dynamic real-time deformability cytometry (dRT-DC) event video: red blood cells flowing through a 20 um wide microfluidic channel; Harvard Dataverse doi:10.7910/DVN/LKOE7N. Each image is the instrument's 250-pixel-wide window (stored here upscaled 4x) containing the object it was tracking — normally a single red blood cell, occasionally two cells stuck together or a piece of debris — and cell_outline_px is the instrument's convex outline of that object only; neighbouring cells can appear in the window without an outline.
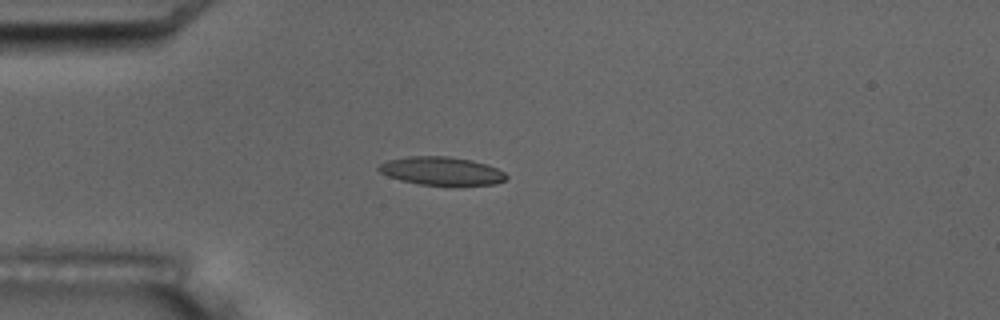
{"species": "common noctule bat (a hibernating species)", "species_latin": "Nyctalus noctula", "temperature_condition": "room temperature", "stored_images_in_passage": 5, "camera_frame_rate_fps": 3000, "um_per_image_px": 0.085, "animal": {"sex": "male", "body_mass_g": 17.5, "forearm_length_mm": 52.3}, "frame": {"image": 1, "passage_image": 5, "time_ms": 4.667, "image_size_px": [1000, 320], "cell_outline_px": [[508, 176], [504, 180], [496, 184], [420, 184], [400, 180], [388, 176], [380, 172], [376, 168], [380, 164], [388, 160], [408, 156], [448, 156], [472, 160], [496, 168], [504, 172]], "centroid_in_image_um": [37.49, 14.51], "position_along_channel_um": 47.5, "area_um2": 20.63}}